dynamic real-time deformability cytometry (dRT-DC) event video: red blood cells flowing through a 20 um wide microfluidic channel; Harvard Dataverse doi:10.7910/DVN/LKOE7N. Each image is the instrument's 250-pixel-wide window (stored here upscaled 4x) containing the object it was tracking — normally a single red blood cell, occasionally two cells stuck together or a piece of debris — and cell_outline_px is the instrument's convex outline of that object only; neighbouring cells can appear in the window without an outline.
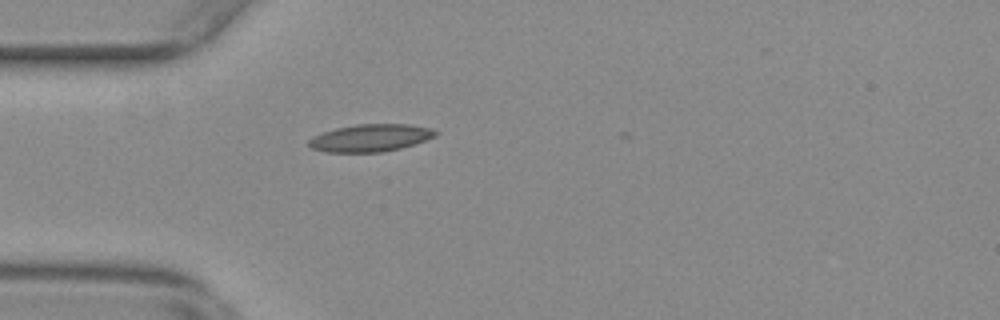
{"species": "common noctule bat (a hibernating species)", "species_latin": "Nyctalus noctula", "temperature_condition": "warm", "stored_images_in_passage": 2, "camera_frame_rate_fps": 3000, "um_per_image_px": 0.085, "animal": {"sex": "female", "body_mass_g": 29.2, "forearm_length_mm": 56.3}, "frame": {"image": 1, "passage_image": 1, "time_ms": 0.0, "image_size_px": [1000, 320], "cell_outline_px": [[440, 132], [436, 136], [400, 148], [380, 152], [328, 152], [312, 148], [308, 144], [308, 140], [312, 136], [336, 128], [356, 124], [408, 124], [432, 128]], "centroid_in_image_um": [31.49, 11.71], "position_along_channel_um": 53.5, "area_um2": 20.11}}